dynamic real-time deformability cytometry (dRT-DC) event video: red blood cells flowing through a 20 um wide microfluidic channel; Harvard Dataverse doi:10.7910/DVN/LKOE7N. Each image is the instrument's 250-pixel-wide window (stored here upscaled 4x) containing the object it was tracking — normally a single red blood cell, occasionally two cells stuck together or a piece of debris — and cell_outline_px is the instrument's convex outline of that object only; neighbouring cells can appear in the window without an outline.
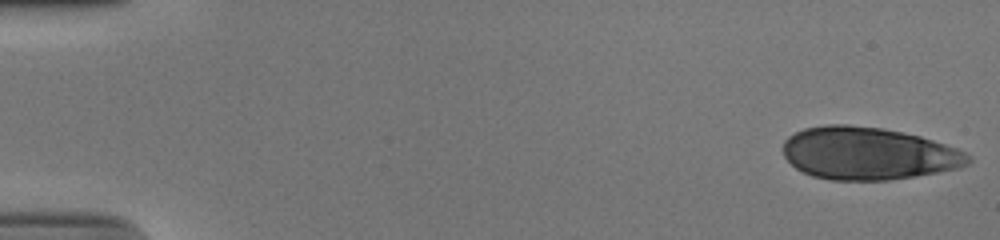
{"species": "human", "species_latin": "Homo sapiens", "temperature_condition": "cold", "stored_images_in_passage": 51, "camera_frame_rate_fps": 3000, "um_per_image_px": 0.085, "donor": {"sex": "male"}, "frame": {"image": 1, "passage_image": 1, "time_ms": 0.0, "image_size_px": [1000, 240], "cell_outline_px": [[972, 160], [968, 164], [960, 168], [888, 180], [832, 180], [812, 176], [796, 168], [784, 156], [784, 140], [788, 136], [804, 128], [828, 124], [848, 124], [884, 128], [920, 136], [956, 148], [972, 156]], "centroid_in_image_um": [73.79, 13.03], "position_along_channel_um": 11.2, "area_um2": 56.64}}
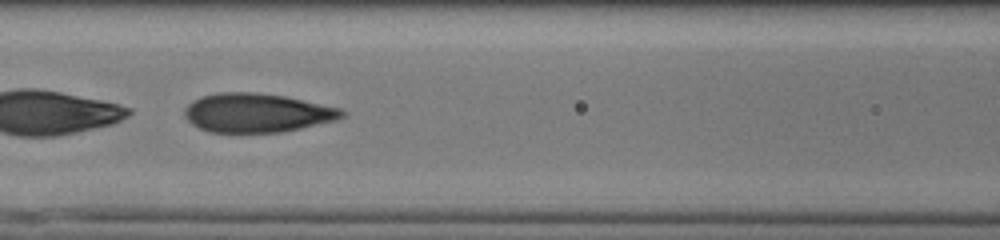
{"frame": {"image": 2, "passage_image": 24, "time_ms": 7.667, "image_size_px": [1000, 240], "cell_outline_px": [[348, 112], [344, 116], [336, 120], [300, 128], [280, 132], [212, 132], [200, 128], [192, 124], [184, 116], [184, 108], [192, 100], [216, 92], [256, 92], [284, 96], [340, 108]], "centroid_in_image_um": [21.83, 9.58], "position_along_channel_um": 144.8, "area_um2": 35.6}}
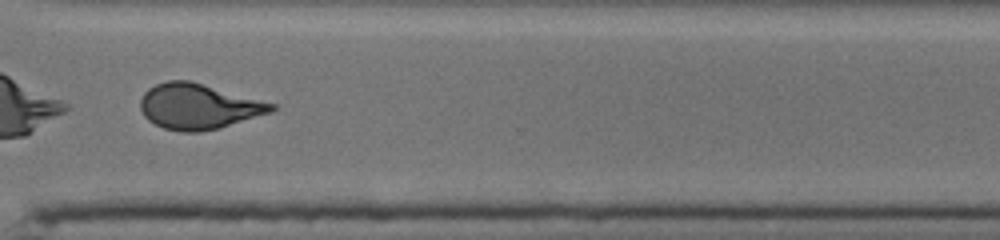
{"frame": {"image": 3, "passage_image": 40, "time_ms": 13.0, "image_size_px": [1000, 240], "cell_outline_px": [[276, 108], [272, 112], [220, 128], [200, 132], [180, 132], [164, 128], [148, 120], [144, 116], [140, 108], [140, 100], [144, 92], [148, 88], [156, 84], [168, 80], [188, 80], [276, 104]], "centroid_in_image_um": [16.85, 9.06], "position_along_channel_um": 353.7, "area_um2": 34.62}, "authors_computed_cell_mechanics": {"area_um2": 38.0324, "velocity_mm_per_s": 3.922, "shape_relaxation_time_tau1_ms": null, "shape_relaxation_time_tau2_ms": 1.2917, "deformation_change_tau1": null, "deformation_change_tau2": 0.0687}}